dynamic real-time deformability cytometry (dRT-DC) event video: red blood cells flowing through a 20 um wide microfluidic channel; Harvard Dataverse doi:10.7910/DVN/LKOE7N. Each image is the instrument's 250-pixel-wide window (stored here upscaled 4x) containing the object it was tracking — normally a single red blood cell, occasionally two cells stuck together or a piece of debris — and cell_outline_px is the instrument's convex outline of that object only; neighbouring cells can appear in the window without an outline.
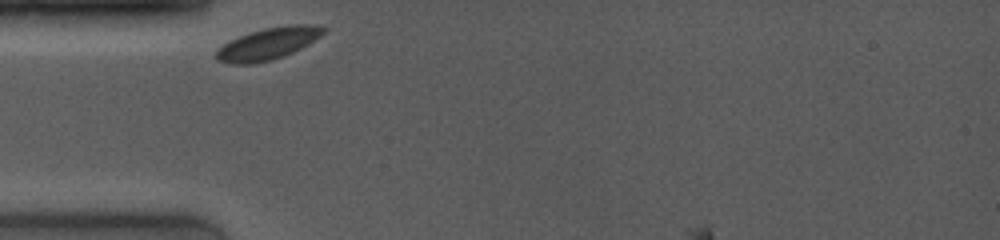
{"species": "common noctule bat (a hibernating species)", "species_latin": "Nyctalus noctula", "temperature_condition": "room temperature", "stored_images_in_passage": 11, "camera_frame_rate_fps": 4000, "um_per_image_px": 0.085, "animal": {"sex": "female", "body_mass_g": 19.0, "forearm_length_mm": 53.3}, "frame": {"image": 1, "passage_image": 1, "time_ms": 0.0, "image_size_px": [1000, 240], "cell_outline_px": [[328, 28], [320, 36], [300, 48], [284, 56], [272, 60], [252, 64], [228, 64], [216, 60], [216, 52], [224, 44], [240, 36], [264, 28], [288, 24], [308, 24]], "centroid_in_image_um": [22.78, 3.72], "position_along_channel_um": 62.2, "area_um2": 19.71}}
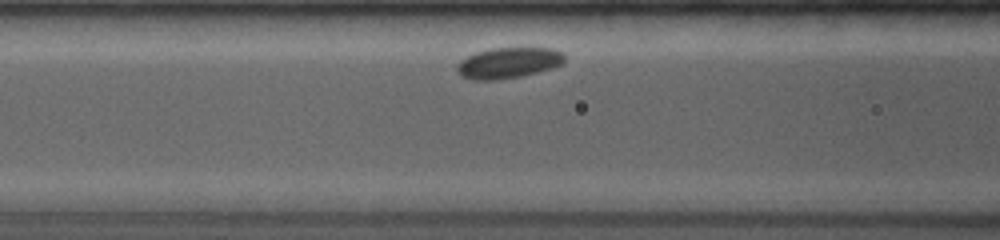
{"frame": {"image": 2, "passage_image": 10, "time_ms": 1.75, "image_size_px": [1000, 240], "cell_outline_px": [[564, 60], [560, 64], [552, 68], [520, 76], [500, 80], [472, 80], [460, 76], [456, 68], [456, 64], [460, 60], [476, 52], [488, 48], [552, 48], [560, 52], [564, 56]], "centroid_in_image_um": [43.15, 5.35], "position_along_channel_um": 123.5, "area_um2": 19.31}}